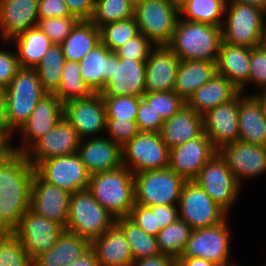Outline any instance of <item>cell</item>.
<instances>
[{"label":"cell","instance_id":"38","mask_svg":"<svg viewBox=\"0 0 266 266\" xmlns=\"http://www.w3.org/2000/svg\"><path fill=\"white\" fill-rule=\"evenodd\" d=\"M115 223L123 230L134 260L160 254L157 237L147 234L128 216L115 219Z\"/></svg>","mask_w":266,"mask_h":266},{"label":"cell","instance_id":"51","mask_svg":"<svg viewBox=\"0 0 266 266\" xmlns=\"http://www.w3.org/2000/svg\"><path fill=\"white\" fill-rule=\"evenodd\" d=\"M249 84L266 88V50L261 46L251 48Z\"/></svg>","mask_w":266,"mask_h":266},{"label":"cell","instance_id":"18","mask_svg":"<svg viewBox=\"0 0 266 266\" xmlns=\"http://www.w3.org/2000/svg\"><path fill=\"white\" fill-rule=\"evenodd\" d=\"M64 103L55 94L46 93L20 128L22 144L12 145L13 152L25 153L38 139L63 118Z\"/></svg>","mask_w":266,"mask_h":266},{"label":"cell","instance_id":"6","mask_svg":"<svg viewBox=\"0 0 266 266\" xmlns=\"http://www.w3.org/2000/svg\"><path fill=\"white\" fill-rule=\"evenodd\" d=\"M180 17L178 0H141L135 3L134 18L139 32L154 45H167Z\"/></svg>","mask_w":266,"mask_h":266},{"label":"cell","instance_id":"58","mask_svg":"<svg viewBox=\"0 0 266 266\" xmlns=\"http://www.w3.org/2000/svg\"><path fill=\"white\" fill-rule=\"evenodd\" d=\"M0 132L8 138V123L6 119L4 90H0Z\"/></svg>","mask_w":266,"mask_h":266},{"label":"cell","instance_id":"23","mask_svg":"<svg viewBox=\"0 0 266 266\" xmlns=\"http://www.w3.org/2000/svg\"><path fill=\"white\" fill-rule=\"evenodd\" d=\"M77 154L90 175L123 165L122 147L107 136L81 139Z\"/></svg>","mask_w":266,"mask_h":266},{"label":"cell","instance_id":"46","mask_svg":"<svg viewBox=\"0 0 266 266\" xmlns=\"http://www.w3.org/2000/svg\"><path fill=\"white\" fill-rule=\"evenodd\" d=\"M107 119L136 120L139 100L137 96H102Z\"/></svg>","mask_w":266,"mask_h":266},{"label":"cell","instance_id":"4","mask_svg":"<svg viewBox=\"0 0 266 266\" xmlns=\"http://www.w3.org/2000/svg\"><path fill=\"white\" fill-rule=\"evenodd\" d=\"M8 139H13L46 94L35 69L20 68L4 89Z\"/></svg>","mask_w":266,"mask_h":266},{"label":"cell","instance_id":"54","mask_svg":"<svg viewBox=\"0 0 266 266\" xmlns=\"http://www.w3.org/2000/svg\"><path fill=\"white\" fill-rule=\"evenodd\" d=\"M71 15L79 20H91L96 0H64Z\"/></svg>","mask_w":266,"mask_h":266},{"label":"cell","instance_id":"41","mask_svg":"<svg viewBox=\"0 0 266 266\" xmlns=\"http://www.w3.org/2000/svg\"><path fill=\"white\" fill-rule=\"evenodd\" d=\"M135 4L131 0H96L91 21L102 26L134 17Z\"/></svg>","mask_w":266,"mask_h":266},{"label":"cell","instance_id":"56","mask_svg":"<svg viewBox=\"0 0 266 266\" xmlns=\"http://www.w3.org/2000/svg\"><path fill=\"white\" fill-rule=\"evenodd\" d=\"M174 260V258L160 253L153 257L136 259L132 266H172Z\"/></svg>","mask_w":266,"mask_h":266},{"label":"cell","instance_id":"55","mask_svg":"<svg viewBox=\"0 0 266 266\" xmlns=\"http://www.w3.org/2000/svg\"><path fill=\"white\" fill-rule=\"evenodd\" d=\"M158 218L161 229L171 225L179 218L178 204L158 205Z\"/></svg>","mask_w":266,"mask_h":266},{"label":"cell","instance_id":"36","mask_svg":"<svg viewBox=\"0 0 266 266\" xmlns=\"http://www.w3.org/2000/svg\"><path fill=\"white\" fill-rule=\"evenodd\" d=\"M226 4L227 0H179V14L183 20L222 27Z\"/></svg>","mask_w":266,"mask_h":266},{"label":"cell","instance_id":"33","mask_svg":"<svg viewBox=\"0 0 266 266\" xmlns=\"http://www.w3.org/2000/svg\"><path fill=\"white\" fill-rule=\"evenodd\" d=\"M216 73V62L180 60L174 92L186 102L197 89L207 83Z\"/></svg>","mask_w":266,"mask_h":266},{"label":"cell","instance_id":"1","mask_svg":"<svg viewBox=\"0 0 266 266\" xmlns=\"http://www.w3.org/2000/svg\"><path fill=\"white\" fill-rule=\"evenodd\" d=\"M34 174L23 153L12 152L0 162V233L14 232L30 209Z\"/></svg>","mask_w":266,"mask_h":266},{"label":"cell","instance_id":"60","mask_svg":"<svg viewBox=\"0 0 266 266\" xmlns=\"http://www.w3.org/2000/svg\"><path fill=\"white\" fill-rule=\"evenodd\" d=\"M178 260L184 265V266H216L214 263L210 262L207 259L204 258H178Z\"/></svg>","mask_w":266,"mask_h":266},{"label":"cell","instance_id":"28","mask_svg":"<svg viewBox=\"0 0 266 266\" xmlns=\"http://www.w3.org/2000/svg\"><path fill=\"white\" fill-rule=\"evenodd\" d=\"M204 132L203 116L186 104L171 118L164 120L160 135L171 149L200 136Z\"/></svg>","mask_w":266,"mask_h":266},{"label":"cell","instance_id":"25","mask_svg":"<svg viewBox=\"0 0 266 266\" xmlns=\"http://www.w3.org/2000/svg\"><path fill=\"white\" fill-rule=\"evenodd\" d=\"M38 0H0V33L8 42L38 23Z\"/></svg>","mask_w":266,"mask_h":266},{"label":"cell","instance_id":"40","mask_svg":"<svg viewBox=\"0 0 266 266\" xmlns=\"http://www.w3.org/2000/svg\"><path fill=\"white\" fill-rule=\"evenodd\" d=\"M54 94L62 103L71 99L87 98L93 94L81 76L78 62L65 61L61 84Z\"/></svg>","mask_w":266,"mask_h":266},{"label":"cell","instance_id":"15","mask_svg":"<svg viewBox=\"0 0 266 266\" xmlns=\"http://www.w3.org/2000/svg\"><path fill=\"white\" fill-rule=\"evenodd\" d=\"M63 231L64 228L60 224L39 216L29 209L21 217L13 233L33 260L52 248Z\"/></svg>","mask_w":266,"mask_h":266},{"label":"cell","instance_id":"48","mask_svg":"<svg viewBox=\"0 0 266 266\" xmlns=\"http://www.w3.org/2000/svg\"><path fill=\"white\" fill-rule=\"evenodd\" d=\"M155 45L140 32L114 51L118 58L146 61Z\"/></svg>","mask_w":266,"mask_h":266},{"label":"cell","instance_id":"16","mask_svg":"<svg viewBox=\"0 0 266 266\" xmlns=\"http://www.w3.org/2000/svg\"><path fill=\"white\" fill-rule=\"evenodd\" d=\"M80 141L76 129L63 117L24 154L35 167L43 160L77 153Z\"/></svg>","mask_w":266,"mask_h":266},{"label":"cell","instance_id":"21","mask_svg":"<svg viewBox=\"0 0 266 266\" xmlns=\"http://www.w3.org/2000/svg\"><path fill=\"white\" fill-rule=\"evenodd\" d=\"M218 152L226 160L240 186L244 179L256 178L266 171V147L238 140Z\"/></svg>","mask_w":266,"mask_h":266},{"label":"cell","instance_id":"53","mask_svg":"<svg viewBox=\"0 0 266 266\" xmlns=\"http://www.w3.org/2000/svg\"><path fill=\"white\" fill-rule=\"evenodd\" d=\"M39 18L67 17L70 14L64 0H38Z\"/></svg>","mask_w":266,"mask_h":266},{"label":"cell","instance_id":"45","mask_svg":"<svg viewBox=\"0 0 266 266\" xmlns=\"http://www.w3.org/2000/svg\"><path fill=\"white\" fill-rule=\"evenodd\" d=\"M142 97L163 120L171 118L186 104L174 91L145 92Z\"/></svg>","mask_w":266,"mask_h":266},{"label":"cell","instance_id":"10","mask_svg":"<svg viewBox=\"0 0 266 266\" xmlns=\"http://www.w3.org/2000/svg\"><path fill=\"white\" fill-rule=\"evenodd\" d=\"M123 165L133 174L169 167L170 149L160 133L138 132L122 147Z\"/></svg>","mask_w":266,"mask_h":266},{"label":"cell","instance_id":"24","mask_svg":"<svg viewBox=\"0 0 266 266\" xmlns=\"http://www.w3.org/2000/svg\"><path fill=\"white\" fill-rule=\"evenodd\" d=\"M179 57L167 45H155L146 60V92L174 91Z\"/></svg>","mask_w":266,"mask_h":266},{"label":"cell","instance_id":"22","mask_svg":"<svg viewBox=\"0 0 266 266\" xmlns=\"http://www.w3.org/2000/svg\"><path fill=\"white\" fill-rule=\"evenodd\" d=\"M146 83V61L116 58L113 75L101 91L102 96L142 97Z\"/></svg>","mask_w":266,"mask_h":266},{"label":"cell","instance_id":"7","mask_svg":"<svg viewBox=\"0 0 266 266\" xmlns=\"http://www.w3.org/2000/svg\"><path fill=\"white\" fill-rule=\"evenodd\" d=\"M227 15V17H226ZM266 11L253 5L227 2L221 27L222 40L232 45L260 46Z\"/></svg>","mask_w":266,"mask_h":266},{"label":"cell","instance_id":"64","mask_svg":"<svg viewBox=\"0 0 266 266\" xmlns=\"http://www.w3.org/2000/svg\"><path fill=\"white\" fill-rule=\"evenodd\" d=\"M172 266H184L178 259H175L172 263Z\"/></svg>","mask_w":266,"mask_h":266},{"label":"cell","instance_id":"30","mask_svg":"<svg viewBox=\"0 0 266 266\" xmlns=\"http://www.w3.org/2000/svg\"><path fill=\"white\" fill-rule=\"evenodd\" d=\"M91 248V242L70 231H64L58 236L54 246L33 259V266H67L86 253Z\"/></svg>","mask_w":266,"mask_h":266},{"label":"cell","instance_id":"42","mask_svg":"<svg viewBox=\"0 0 266 266\" xmlns=\"http://www.w3.org/2000/svg\"><path fill=\"white\" fill-rule=\"evenodd\" d=\"M139 33L134 17L109 23L100 28L101 42L112 52L123 46Z\"/></svg>","mask_w":266,"mask_h":266},{"label":"cell","instance_id":"3","mask_svg":"<svg viewBox=\"0 0 266 266\" xmlns=\"http://www.w3.org/2000/svg\"><path fill=\"white\" fill-rule=\"evenodd\" d=\"M88 191L115 219L129 216L135 205L134 174L124 165L91 175Z\"/></svg>","mask_w":266,"mask_h":266},{"label":"cell","instance_id":"44","mask_svg":"<svg viewBox=\"0 0 266 266\" xmlns=\"http://www.w3.org/2000/svg\"><path fill=\"white\" fill-rule=\"evenodd\" d=\"M79 21L76 16L39 18L37 27L53 44L61 45Z\"/></svg>","mask_w":266,"mask_h":266},{"label":"cell","instance_id":"19","mask_svg":"<svg viewBox=\"0 0 266 266\" xmlns=\"http://www.w3.org/2000/svg\"><path fill=\"white\" fill-rule=\"evenodd\" d=\"M216 152L211 140L203 132L200 136L170 149L169 167L185 181H194Z\"/></svg>","mask_w":266,"mask_h":266},{"label":"cell","instance_id":"37","mask_svg":"<svg viewBox=\"0 0 266 266\" xmlns=\"http://www.w3.org/2000/svg\"><path fill=\"white\" fill-rule=\"evenodd\" d=\"M65 56L60 44H52L35 70L46 93L54 94L60 84L65 63Z\"/></svg>","mask_w":266,"mask_h":266},{"label":"cell","instance_id":"9","mask_svg":"<svg viewBox=\"0 0 266 266\" xmlns=\"http://www.w3.org/2000/svg\"><path fill=\"white\" fill-rule=\"evenodd\" d=\"M227 219L212 227L191 231L189 240L179 258H204L216 266H239L231 262L230 236Z\"/></svg>","mask_w":266,"mask_h":266},{"label":"cell","instance_id":"61","mask_svg":"<svg viewBox=\"0 0 266 266\" xmlns=\"http://www.w3.org/2000/svg\"><path fill=\"white\" fill-rule=\"evenodd\" d=\"M227 2H239L243 4H249L266 11V0H227Z\"/></svg>","mask_w":266,"mask_h":266},{"label":"cell","instance_id":"13","mask_svg":"<svg viewBox=\"0 0 266 266\" xmlns=\"http://www.w3.org/2000/svg\"><path fill=\"white\" fill-rule=\"evenodd\" d=\"M34 168L44 181L70 193L88 190L91 175L77 153L43 160Z\"/></svg>","mask_w":266,"mask_h":266},{"label":"cell","instance_id":"32","mask_svg":"<svg viewBox=\"0 0 266 266\" xmlns=\"http://www.w3.org/2000/svg\"><path fill=\"white\" fill-rule=\"evenodd\" d=\"M238 124L240 141L266 147V116L252 94L239 101Z\"/></svg>","mask_w":266,"mask_h":266},{"label":"cell","instance_id":"63","mask_svg":"<svg viewBox=\"0 0 266 266\" xmlns=\"http://www.w3.org/2000/svg\"><path fill=\"white\" fill-rule=\"evenodd\" d=\"M260 46L266 50V21L262 27Z\"/></svg>","mask_w":266,"mask_h":266},{"label":"cell","instance_id":"57","mask_svg":"<svg viewBox=\"0 0 266 266\" xmlns=\"http://www.w3.org/2000/svg\"><path fill=\"white\" fill-rule=\"evenodd\" d=\"M67 266H99L96 253L92 248H90L81 257L71 262Z\"/></svg>","mask_w":266,"mask_h":266},{"label":"cell","instance_id":"59","mask_svg":"<svg viewBox=\"0 0 266 266\" xmlns=\"http://www.w3.org/2000/svg\"><path fill=\"white\" fill-rule=\"evenodd\" d=\"M10 140L0 132V162L3 161L10 153L13 152L12 150V143Z\"/></svg>","mask_w":266,"mask_h":266},{"label":"cell","instance_id":"26","mask_svg":"<svg viewBox=\"0 0 266 266\" xmlns=\"http://www.w3.org/2000/svg\"><path fill=\"white\" fill-rule=\"evenodd\" d=\"M250 56L251 48L222 40L216 61L217 74L228 78L243 93L249 82Z\"/></svg>","mask_w":266,"mask_h":266},{"label":"cell","instance_id":"2","mask_svg":"<svg viewBox=\"0 0 266 266\" xmlns=\"http://www.w3.org/2000/svg\"><path fill=\"white\" fill-rule=\"evenodd\" d=\"M221 42V27L179 17L167 46L180 60L216 62Z\"/></svg>","mask_w":266,"mask_h":266},{"label":"cell","instance_id":"35","mask_svg":"<svg viewBox=\"0 0 266 266\" xmlns=\"http://www.w3.org/2000/svg\"><path fill=\"white\" fill-rule=\"evenodd\" d=\"M100 42V29L91 20H80L61 44L65 60L79 63Z\"/></svg>","mask_w":266,"mask_h":266},{"label":"cell","instance_id":"65","mask_svg":"<svg viewBox=\"0 0 266 266\" xmlns=\"http://www.w3.org/2000/svg\"><path fill=\"white\" fill-rule=\"evenodd\" d=\"M134 4L141 1V0H131Z\"/></svg>","mask_w":266,"mask_h":266},{"label":"cell","instance_id":"12","mask_svg":"<svg viewBox=\"0 0 266 266\" xmlns=\"http://www.w3.org/2000/svg\"><path fill=\"white\" fill-rule=\"evenodd\" d=\"M194 181L227 213L238 200L242 187L219 152L203 166Z\"/></svg>","mask_w":266,"mask_h":266},{"label":"cell","instance_id":"11","mask_svg":"<svg viewBox=\"0 0 266 266\" xmlns=\"http://www.w3.org/2000/svg\"><path fill=\"white\" fill-rule=\"evenodd\" d=\"M178 213L179 219L185 221L192 230L220 224L228 215L195 181L184 183Z\"/></svg>","mask_w":266,"mask_h":266},{"label":"cell","instance_id":"27","mask_svg":"<svg viewBox=\"0 0 266 266\" xmlns=\"http://www.w3.org/2000/svg\"><path fill=\"white\" fill-rule=\"evenodd\" d=\"M91 248L96 253L99 266H132V256L129 243L123 230L114 223L99 238L91 242Z\"/></svg>","mask_w":266,"mask_h":266},{"label":"cell","instance_id":"52","mask_svg":"<svg viewBox=\"0 0 266 266\" xmlns=\"http://www.w3.org/2000/svg\"><path fill=\"white\" fill-rule=\"evenodd\" d=\"M20 69L16 52L0 49V90H4Z\"/></svg>","mask_w":266,"mask_h":266},{"label":"cell","instance_id":"39","mask_svg":"<svg viewBox=\"0 0 266 266\" xmlns=\"http://www.w3.org/2000/svg\"><path fill=\"white\" fill-rule=\"evenodd\" d=\"M191 231V227L179 218L171 225L161 229L157 235L160 253L178 259L184 251Z\"/></svg>","mask_w":266,"mask_h":266},{"label":"cell","instance_id":"29","mask_svg":"<svg viewBox=\"0 0 266 266\" xmlns=\"http://www.w3.org/2000/svg\"><path fill=\"white\" fill-rule=\"evenodd\" d=\"M117 55L102 42L97 44L80 62V73L93 93H101L113 75V61Z\"/></svg>","mask_w":266,"mask_h":266},{"label":"cell","instance_id":"17","mask_svg":"<svg viewBox=\"0 0 266 266\" xmlns=\"http://www.w3.org/2000/svg\"><path fill=\"white\" fill-rule=\"evenodd\" d=\"M244 96L243 92H239L230 101L212 108L203 115L204 133L217 152L239 140V101Z\"/></svg>","mask_w":266,"mask_h":266},{"label":"cell","instance_id":"8","mask_svg":"<svg viewBox=\"0 0 266 266\" xmlns=\"http://www.w3.org/2000/svg\"><path fill=\"white\" fill-rule=\"evenodd\" d=\"M185 182L170 167L134 174L135 203L146 207L178 204Z\"/></svg>","mask_w":266,"mask_h":266},{"label":"cell","instance_id":"49","mask_svg":"<svg viewBox=\"0 0 266 266\" xmlns=\"http://www.w3.org/2000/svg\"><path fill=\"white\" fill-rule=\"evenodd\" d=\"M139 132L136 120L107 119L106 133L109 139L121 147L125 146Z\"/></svg>","mask_w":266,"mask_h":266},{"label":"cell","instance_id":"14","mask_svg":"<svg viewBox=\"0 0 266 266\" xmlns=\"http://www.w3.org/2000/svg\"><path fill=\"white\" fill-rule=\"evenodd\" d=\"M63 117L76 129L81 139L100 137L101 133L106 132V106L100 93L66 101Z\"/></svg>","mask_w":266,"mask_h":266},{"label":"cell","instance_id":"34","mask_svg":"<svg viewBox=\"0 0 266 266\" xmlns=\"http://www.w3.org/2000/svg\"><path fill=\"white\" fill-rule=\"evenodd\" d=\"M10 41H13L17 48L20 68L30 69H35L53 44L37 26L20 33Z\"/></svg>","mask_w":266,"mask_h":266},{"label":"cell","instance_id":"31","mask_svg":"<svg viewBox=\"0 0 266 266\" xmlns=\"http://www.w3.org/2000/svg\"><path fill=\"white\" fill-rule=\"evenodd\" d=\"M239 92L228 78L216 73L187 99L186 105L203 116L212 108L230 101Z\"/></svg>","mask_w":266,"mask_h":266},{"label":"cell","instance_id":"62","mask_svg":"<svg viewBox=\"0 0 266 266\" xmlns=\"http://www.w3.org/2000/svg\"><path fill=\"white\" fill-rule=\"evenodd\" d=\"M253 96L257 99V101L261 104L264 115L266 116V88L260 90V93L255 92Z\"/></svg>","mask_w":266,"mask_h":266},{"label":"cell","instance_id":"20","mask_svg":"<svg viewBox=\"0 0 266 266\" xmlns=\"http://www.w3.org/2000/svg\"><path fill=\"white\" fill-rule=\"evenodd\" d=\"M71 193L44 181L36 172L31 188L30 210L35 214L67 226Z\"/></svg>","mask_w":266,"mask_h":266},{"label":"cell","instance_id":"43","mask_svg":"<svg viewBox=\"0 0 266 266\" xmlns=\"http://www.w3.org/2000/svg\"><path fill=\"white\" fill-rule=\"evenodd\" d=\"M32 262L13 232L0 233V266H33Z\"/></svg>","mask_w":266,"mask_h":266},{"label":"cell","instance_id":"47","mask_svg":"<svg viewBox=\"0 0 266 266\" xmlns=\"http://www.w3.org/2000/svg\"><path fill=\"white\" fill-rule=\"evenodd\" d=\"M128 217L151 236L157 237L161 230L158 218V205L146 207L135 203Z\"/></svg>","mask_w":266,"mask_h":266},{"label":"cell","instance_id":"50","mask_svg":"<svg viewBox=\"0 0 266 266\" xmlns=\"http://www.w3.org/2000/svg\"><path fill=\"white\" fill-rule=\"evenodd\" d=\"M136 122L139 132L160 133L164 120L142 97L139 100Z\"/></svg>","mask_w":266,"mask_h":266},{"label":"cell","instance_id":"5","mask_svg":"<svg viewBox=\"0 0 266 266\" xmlns=\"http://www.w3.org/2000/svg\"><path fill=\"white\" fill-rule=\"evenodd\" d=\"M115 223V218L88 190L71 193L66 230L92 242Z\"/></svg>","mask_w":266,"mask_h":266}]
</instances>
